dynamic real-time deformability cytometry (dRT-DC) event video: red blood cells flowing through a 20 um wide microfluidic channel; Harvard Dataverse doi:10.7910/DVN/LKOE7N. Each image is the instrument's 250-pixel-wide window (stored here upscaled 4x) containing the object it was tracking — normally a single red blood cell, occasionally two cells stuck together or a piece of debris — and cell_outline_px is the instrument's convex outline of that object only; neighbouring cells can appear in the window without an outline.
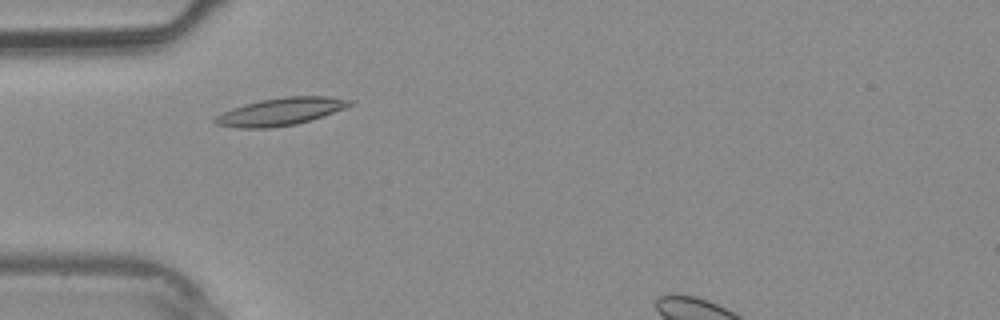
{"species": "common noctule bat (a hibernating species)", "species_latin": "Nyctalus noctula", "temperature_condition": "warm", "stored_images_in_passage": 31, "camera_frame_rate_fps": 3000, "um_per_image_px": 0.085, "animal": {"sex": "male", "body_mass_g": 20.4}, "frame": {"image": 1, "passage_image": 6, "time_ms": 1.667, "image_size_px": [1000, 320], "cell_outline_px": [[356, 104], [312, 120], [296, 124], [268, 128], [236, 128], [216, 124], [212, 120], [216, 116], [232, 108], [244, 104], [260, 100], [284, 96], [328, 96], [356, 100]], "centroid_in_image_um": [23.91, 9.48], "position_along_channel_um": 61.1, "area_um2": 21.85}}
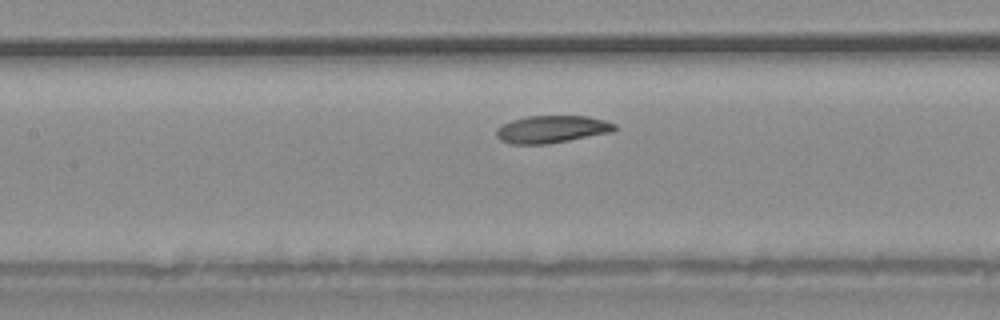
{"frame": {"image": 2, "passage_image": 12, "time_ms": 3.667, "image_size_px": [1000, 320], "cell_outline_px": [[620, 128], [612, 132], [548, 144], [512, 144], [500, 140], [496, 136], [496, 128], [512, 120], [528, 116], [588, 116], [604, 120], [616, 124]], "centroid_in_image_um": [46.93, 10.99], "position_along_channel_um": 160.5, "area_um2": 18.96}}
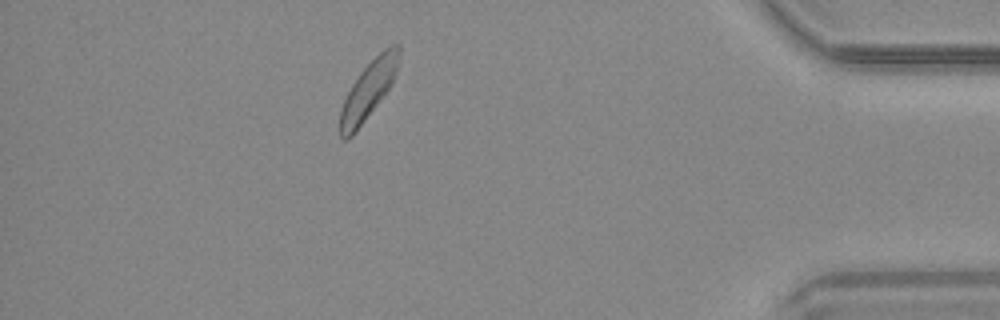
{"frame": {"image": 3, "passage_image": 29, "time_ms": 9.333, "image_size_px": [1000, 320], "cell_outline_px": [[400, 60], [396, 72], [388, 88], [356, 132], [348, 140], [344, 140], [340, 136], [340, 108], [352, 84], [360, 72], [384, 48], [392, 44], [400, 44]], "centroid_in_image_um": [31.3, 7.65], "position_along_channel_um": 403.9, "area_um2": 19.42}}